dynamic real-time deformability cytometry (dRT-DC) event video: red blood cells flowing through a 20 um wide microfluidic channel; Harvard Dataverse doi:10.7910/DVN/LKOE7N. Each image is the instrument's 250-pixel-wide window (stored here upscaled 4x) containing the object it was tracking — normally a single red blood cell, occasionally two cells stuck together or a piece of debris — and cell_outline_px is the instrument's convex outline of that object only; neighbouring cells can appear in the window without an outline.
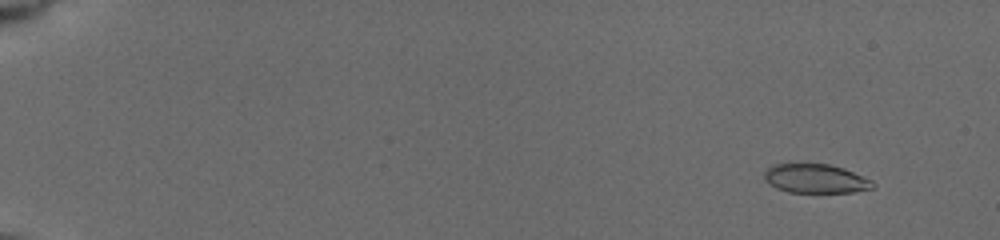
{"species": "common noctule bat (a hibernating species)", "species_latin": "Nyctalus noctula", "temperature_condition": "cold", "stored_images_in_passage": 15, "camera_frame_rate_fps": 3000, "um_per_image_px": 0.085, "animal": {"sex": "female", "body_mass_g": 19.5, "forearm_length_mm": 54.1}, "frame": {"image": 1, "passage_image": 3, "time_ms": 1.0, "image_size_px": [1000, 240], "cell_outline_px": [[876, 184], [872, 188], [852, 192], [788, 192], [776, 188], [764, 176], [764, 172], [768, 168], [776, 164], [828, 164], [844, 168], [872, 180]], "centroid_in_image_um": [69.37, 15.18], "position_along_channel_um": 15.6, "area_um2": 18.09}}
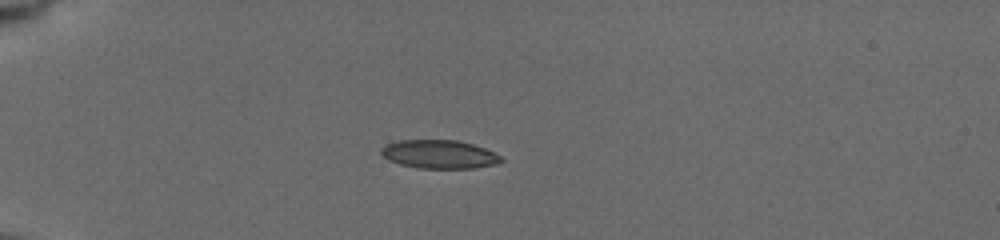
{"frame": {"image": 2, "passage_image": 10, "time_ms": 5.0, "image_size_px": [1000, 240], "cell_outline_px": [[504, 160], [492, 164], [472, 168], [420, 168], [400, 164], [388, 160], [380, 152], [380, 148], [388, 144], [400, 140], [456, 140], [472, 144], [484, 148], [500, 156]], "centroid_in_image_um": [37.29, 13.11], "position_along_channel_um": 47.7, "area_um2": 19.59}}
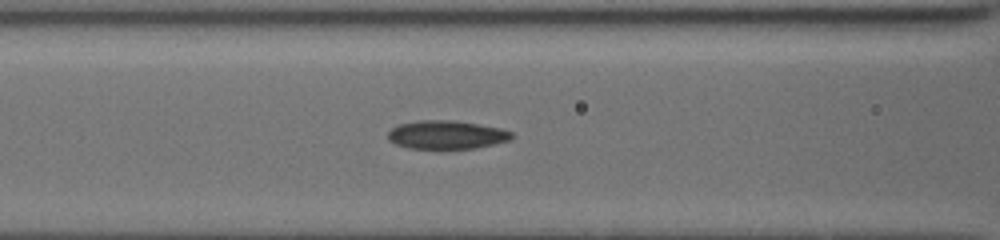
{"frame": {"image": 3, "passage_image": 15, "time_ms": 8.0, "image_size_px": [1000, 240], "cell_outline_px": [[512, 136], [508, 140], [476, 148], [440, 152], [408, 148], [396, 144], [388, 140], [388, 132], [392, 128], [400, 124], [420, 120], [456, 120], [500, 128], [512, 132]], "centroid_in_image_um": [37.91, 11.5], "position_along_channel_um": 128.7, "area_um2": 21.27}}